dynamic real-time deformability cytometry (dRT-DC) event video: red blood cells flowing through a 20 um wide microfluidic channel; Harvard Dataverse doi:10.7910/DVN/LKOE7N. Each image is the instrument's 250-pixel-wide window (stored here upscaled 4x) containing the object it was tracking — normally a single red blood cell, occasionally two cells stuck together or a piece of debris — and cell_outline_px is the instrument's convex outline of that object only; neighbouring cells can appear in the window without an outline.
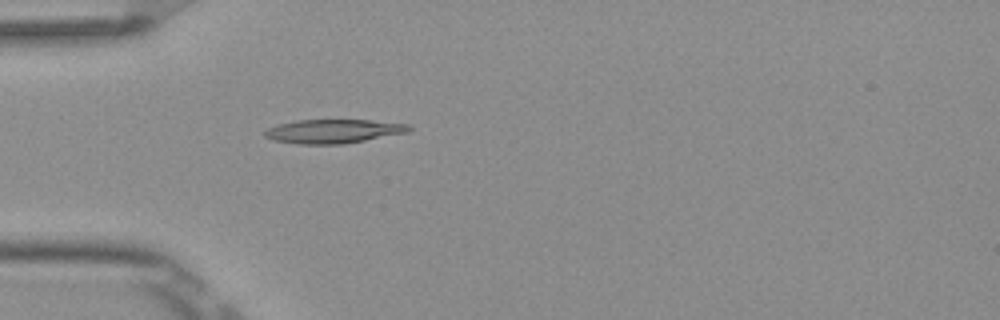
{"species": "Egyptian fruit bat (a non-hibernating species)", "species_latin": "Rousettus aegyptiacus", "temperature_condition": "room temperature", "stored_images_in_passage": 5, "camera_frame_rate_fps": 3000, "um_per_image_px": 0.085, "frame": {"image": 1, "passage_image": 5, "time_ms": 1.333, "image_size_px": [1000, 320], "cell_outline_px": [[412, 128], [408, 132], [344, 144], [296, 144], [272, 140], [264, 136], [264, 132], [268, 128], [280, 124], [296, 120], [372, 120], [408, 124]], "centroid_in_image_um": [28.32, 11.16], "position_along_channel_um": 56.7, "area_um2": 20.06}}